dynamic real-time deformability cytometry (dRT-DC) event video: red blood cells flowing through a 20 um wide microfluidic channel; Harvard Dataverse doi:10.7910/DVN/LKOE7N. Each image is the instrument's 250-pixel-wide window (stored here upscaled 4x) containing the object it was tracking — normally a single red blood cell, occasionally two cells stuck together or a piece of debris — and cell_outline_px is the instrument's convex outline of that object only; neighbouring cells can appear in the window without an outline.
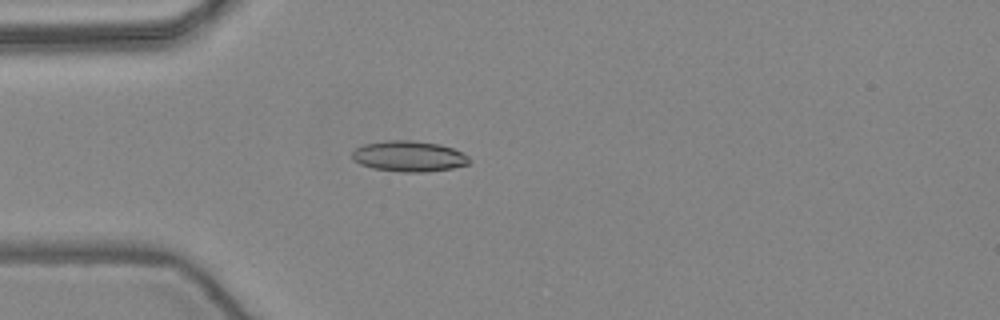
{"species": "common noctule bat (a hibernating species)", "species_latin": "Nyctalus noctula", "temperature_condition": "warm", "stored_images_in_passage": 42, "camera_frame_rate_fps": 3000, "um_per_image_px": 0.085, "animal": {"sex": "female", "body_mass_g": 24.6, "forearm_length_mm": 56.2}, "frame": {"image": 1, "passage_image": 5, "time_ms": 1.333, "image_size_px": [1000, 320], "cell_outline_px": [[468, 164], [452, 168], [428, 172], [404, 172], [372, 168], [360, 164], [352, 160], [352, 152], [356, 148], [364, 144], [388, 140], [412, 140], [440, 144], [452, 148], [468, 156]], "centroid_in_image_um": [34.72, 13.28], "position_along_channel_um": 50.3, "area_um2": 20.92}}
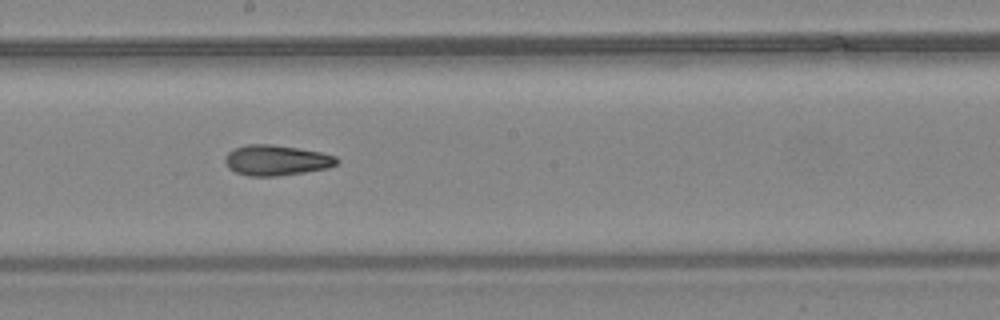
{"frame": {"image": 2, "passage_image": 19, "time_ms": 6.0, "image_size_px": [1000, 320], "cell_outline_px": [[340, 160], [336, 164], [328, 168], [304, 172], [276, 176], [248, 176], [236, 172], [228, 168], [224, 160], [224, 156], [228, 152], [236, 148], [248, 144], [272, 144], [320, 152], [336, 156]], "centroid_in_image_um": [23.47, 13.62], "position_along_channel_um": 224.7, "area_um2": 19.77}}
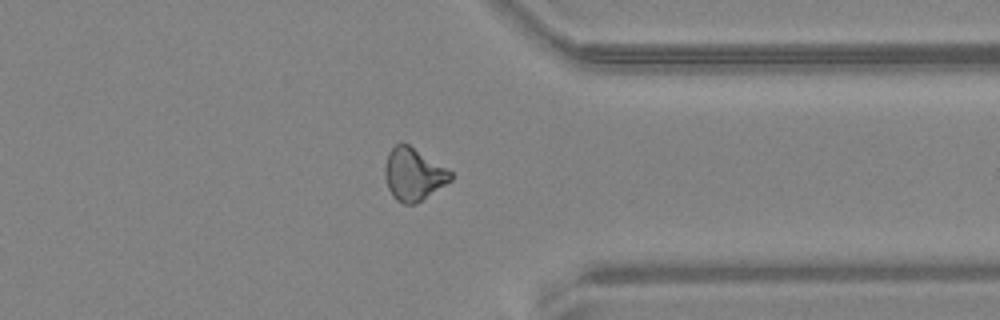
{"frame": {"image": 3, "passage_image": 31, "time_ms": 10.0, "image_size_px": [1000, 320], "cell_outline_px": [[452, 180], [416, 204], [404, 204], [396, 200], [392, 196], [388, 188], [384, 176], [384, 164], [388, 152], [396, 144], [408, 144], [452, 172]], "centroid_in_image_um": [35.11, 14.84], "position_along_channel_um": 376.3, "area_um2": 20.0}, "authors_computed_cell_mechanics": {"area_um2": 19.7965, "velocity_mm_per_s": 3.9481, "shape_relaxation_time_tau1_ms": null, "shape_relaxation_time_tau2_ms": 6.0523, "deformation_change_tau1": null, "deformation_change_tau2": 0.1451}}